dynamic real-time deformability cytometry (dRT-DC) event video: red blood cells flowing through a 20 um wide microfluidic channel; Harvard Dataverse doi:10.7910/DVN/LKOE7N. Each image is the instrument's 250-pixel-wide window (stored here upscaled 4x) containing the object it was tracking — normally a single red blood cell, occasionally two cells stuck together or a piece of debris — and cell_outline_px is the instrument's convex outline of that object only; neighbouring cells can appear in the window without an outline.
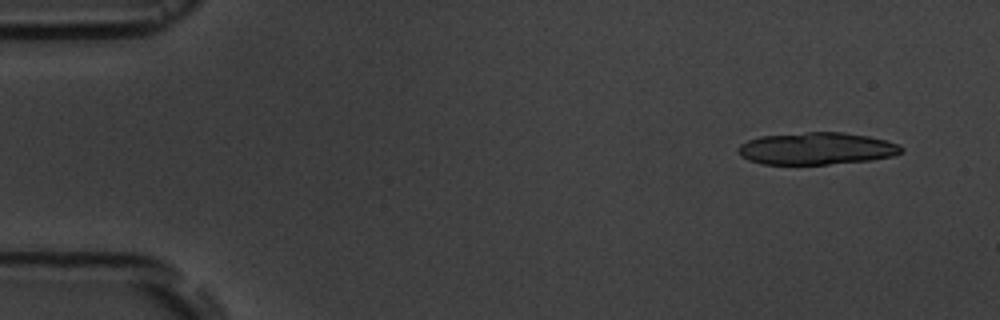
{"species": "common noctule bat (a hibernating species)", "species_latin": "Nyctalus noctula", "temperature_condition": "room temperature", "stored_images_in_passage": 5, "camera_frame_rate_fps": 3000, "um_per_image_px": 0.085, "animal": {"sex": "male", "body_mass_g": 19.5, "forearm_length_mm": 54.6}, "frame": {"image": 1, "passage_image": 1, "time_ms": 0.0, "image_size_px": [1000, 320], "cell_outline_px": [[904, 148], [900, 152], [892, 156], [872, 160], [828, 164], [764, 164], [748, 160], [740, 156], [736, 152], [736, 148], [740, 144], [748, 140], [760, 136], [808, 132], [844, 132], [868, 136], [900, 144]], "centroid_in_image_um": [69.37, 12.62], "position_along_channel_um": 15.6, "area_um2": 30.69}}